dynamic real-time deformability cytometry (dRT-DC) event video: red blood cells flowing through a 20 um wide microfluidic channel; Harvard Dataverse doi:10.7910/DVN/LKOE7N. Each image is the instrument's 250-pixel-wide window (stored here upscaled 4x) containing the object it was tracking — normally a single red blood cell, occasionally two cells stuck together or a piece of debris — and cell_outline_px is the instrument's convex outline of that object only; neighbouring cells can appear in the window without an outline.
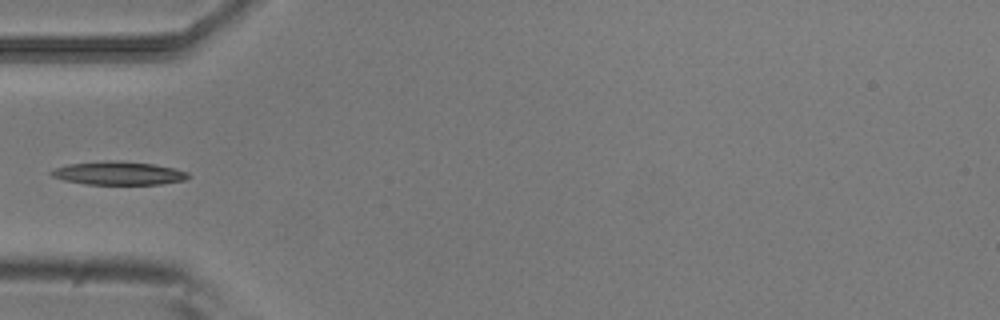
{"species": "common noctule bat (a hibernating species)", "species_latin": "Nyctalus noctula", "temperature_condition": "room temperature", "stored_images_in_passage": 6, "camera_frame_rate_fps": 3000, "um_per_image_px": 0.085, "animal": {"sex": "male", "body_mass_g": 20.5, "forearm_length_mm": 52.5}, "frame": {"image": 1, "passage_image": 5, "time_ms": 1.333, "image_size_px": [1000, 320], "cell_outline_px": [[188, 176], [184, 180], [160, 184], [88, 184], [64, 180], [52, 176], [48, 172], [56, 168], [68, 164], [104, 160], [120, 160], [152, 164], [176, 168], [188, 172]], "centroid_in_image_um": [10.06, 14.71], "position_along_channel_um": 74.9, "area_um2": 18.61}}
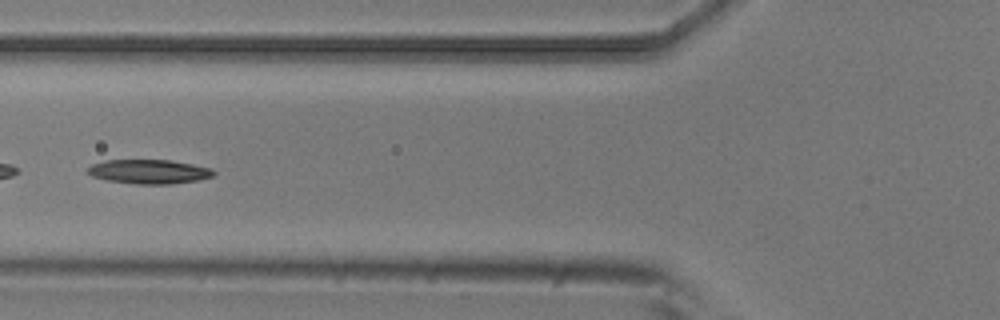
{"frame": {"image": 2, "passage_image": 6, "time_ms": 1.667, "image_size_px": [1000, 320], "cell_outline_px": [[216, 172], [212, 176], [196, 180], [172, 184], [136, 184], [108, 180], [92, 176], [84, 172], [92, 164], [108, 160], [168, 160], [192, 164], [212, 168]], "centroid_in_image_um": [12.65, 14.59], "position_along_channel_um": 113.1, "area_um2": 17.69}}